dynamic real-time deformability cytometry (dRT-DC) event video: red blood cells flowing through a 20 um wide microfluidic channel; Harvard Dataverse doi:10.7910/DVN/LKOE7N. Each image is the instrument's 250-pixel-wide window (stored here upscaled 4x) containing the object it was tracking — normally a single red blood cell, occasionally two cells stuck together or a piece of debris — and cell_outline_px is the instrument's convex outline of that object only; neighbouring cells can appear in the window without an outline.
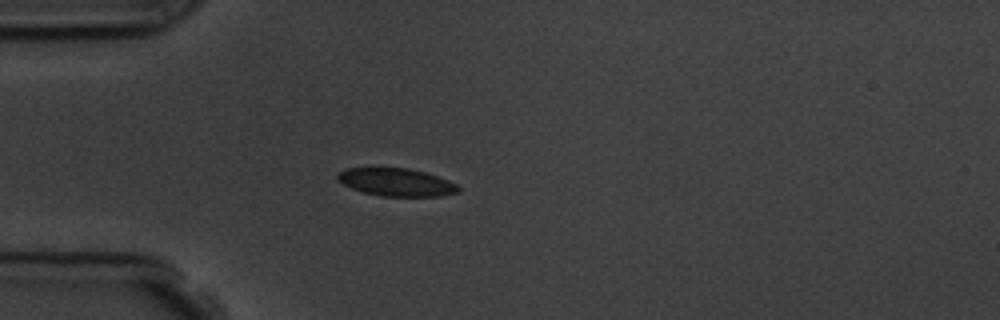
{"species": "common noctule bat (a hibernating species)", "species_latin": "Nyctalus noctula", "temperature_condition": "room temperature", "stored_images_in_passage": 4, "camera_frame_rate_fps": 3000, "um_per_image_px": 0.085, "animal": {"sex": "male", "body_mass_g": 19.5, "forearm_length_mm": 54.6}, "frame": {"image": 1, "passage_image": 3, "time_ms": 3.0, "image_size_px": [1000, 320], "cell_outline_px": [[460, 192], [440, 196], [380, 196], [364, 192], [352, 188], [336, 180], [336, 176], [340, 172], [348, 168], [408, 168], [424, 172], [448, 180], [456, 184], [460, 188]], "centroid_in_image_um": [33.7, 15.49], "position_along_channel_um": 51.3, "area_um2": 19.42}}